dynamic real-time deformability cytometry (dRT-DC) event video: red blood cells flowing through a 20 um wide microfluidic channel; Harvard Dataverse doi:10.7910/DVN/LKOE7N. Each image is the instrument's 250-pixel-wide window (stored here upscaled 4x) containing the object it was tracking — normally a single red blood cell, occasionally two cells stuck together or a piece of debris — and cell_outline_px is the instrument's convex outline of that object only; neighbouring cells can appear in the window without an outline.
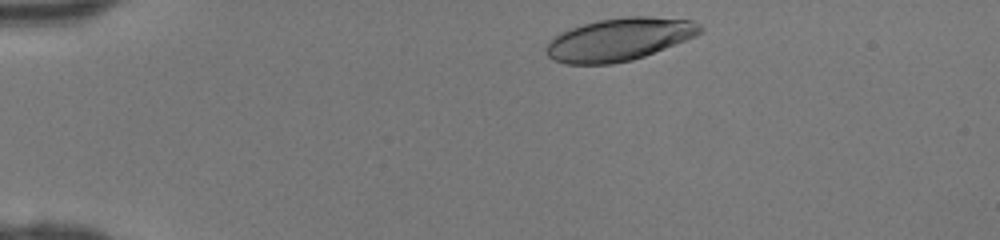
{"species": "human", "species_latin": "Homo sapiens", "temperature_condition": "room temperature", "stored_images_in_passage": 35, "camera_frame_rate_fps": 3000, "um_per_image_px": 0.085, "donor": {"sex": "female"}, "frame": {"image": 1, "passage_image": 2, "time_ms": 0.333, "image_size_px": [1000, 240], "cell_outline_px": [[704, 28], [696, 36], [644, 56], [632, 60], [612, 64], [564, 64], [552, 60], [544, 52], [544, 48], [548, 40], [560, 32], [596, 20], [628, 16], [652, 16], [692, 20], [700, 24]], "centroid_in_image_um": [52.59, 3.35], "position_along_channel_um": 32.4, "area_um2": 38.61}}
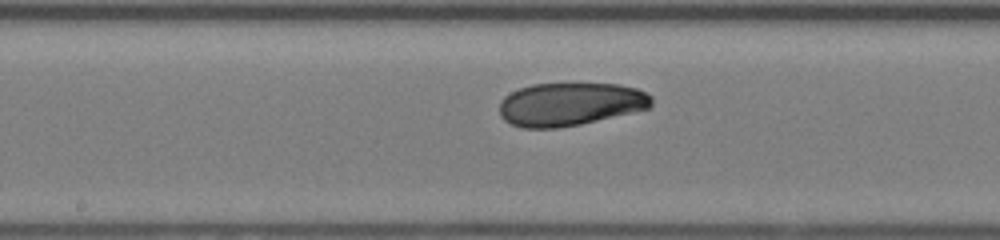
{"frame": {"image": 2, "passage_image": 18, "time_ms": 5.667, "image_size_px": [1000, 240], "cell_outline_px": [[652, 108], [580, 124], [560, 128], [520, 128], [504, 120], [500, 116], [500, 100], [504, 96], [520, 88], [532, 84], [620, 84], [636, 88], [652, 96]], "centroid_in_image_um": [48.46, 8.86], "position_along_channel_um": 199.7, "area_um2": 38.38}}
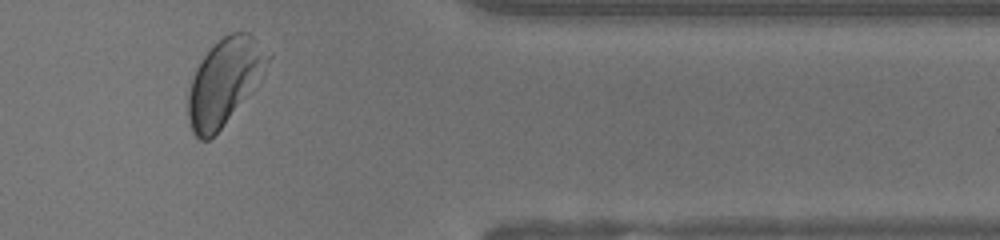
{"frame": {"image": 3, "passage_image": 32, "time_ms": 10.333, "image_size_px": [1000, 240], "cell_outline_px": [[272, 56], [260, 84], [220, 128], [208, 140], [200, 140], [192, 132], [188, 120], [188, 92], [192, 76], [200, 60], [224, 36], [232, 32], [248, 32], [272, 52]], "centroid_in_image_um": [19.13, 6.93], "position_along_channel_um": 392.3, "area_um2": 40.29}}